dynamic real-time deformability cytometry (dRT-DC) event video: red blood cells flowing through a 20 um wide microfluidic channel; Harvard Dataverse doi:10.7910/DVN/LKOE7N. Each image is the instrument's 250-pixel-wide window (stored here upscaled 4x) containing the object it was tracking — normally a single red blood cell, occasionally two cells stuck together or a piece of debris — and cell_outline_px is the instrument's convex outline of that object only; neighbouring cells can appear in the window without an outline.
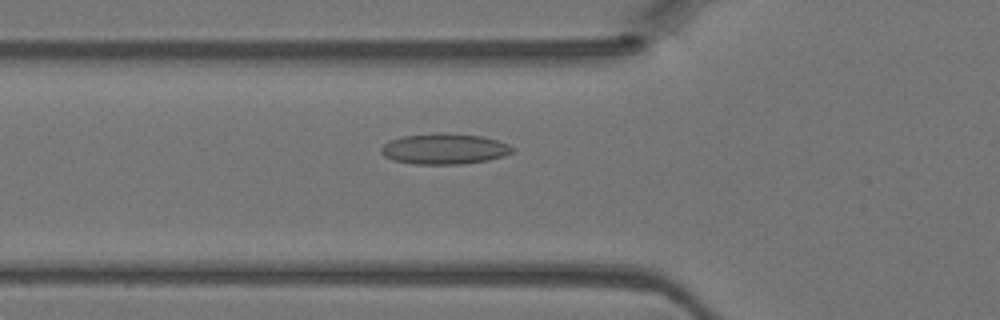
{"species": "Egyptian fruit bat (a non-hibernating species)", "species_latin": "Rousettus aegyptiacus", "temperature_condition": "warm", "stored_images_in_passage": 46, "camera_frame_rate_fps": 3000, "um_per_image_px": 0.085, "animal": {"sex": "female"}, "frame": {"image": 1, "passage_image": 16, "time_ms": 5.0, "image_size_px": [1000, 320], "cell_outline_px": [[516, 152], [504, 156], [488, 160], [460, 164], [412, 164], [392, 160], [384, 156], [380, 152], [380, 148], [388, 140], [400, 136], [436, 132], [480, 136], [496, 140], [508, 144]], "centroid_in_image_um": [37.72, 12.65], "position_along_channel_um": 88.1, "area_um2": 23.7}}
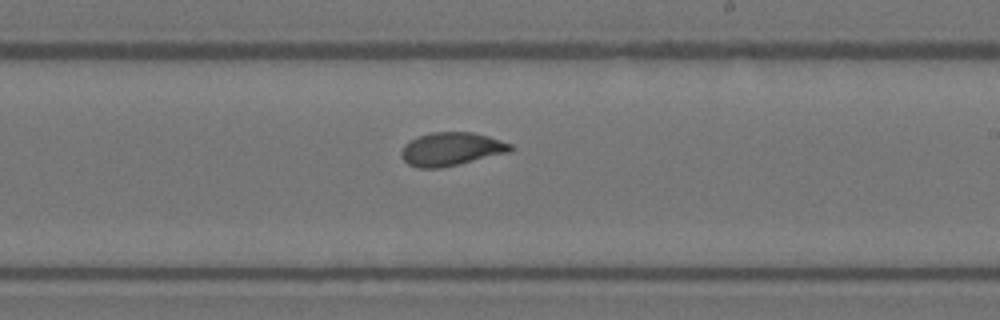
{"frame": {"image": 2, "passage_image": 27, "time_ms": 8.667, "image_size_px": [1000, 320], "cell_outline_px": [[516, 148], [512, 152], [440, 168], [416, 168], [408, 164], [400, 156], [400, 152], [404, 144], [416, 136], [432, 132], [472, 132], [488, 136], [512, 144]], "centroid_in_image_um": [38.36, 12.67], "position_along_channel_um": 250.6, "area_um2": 21.5}}
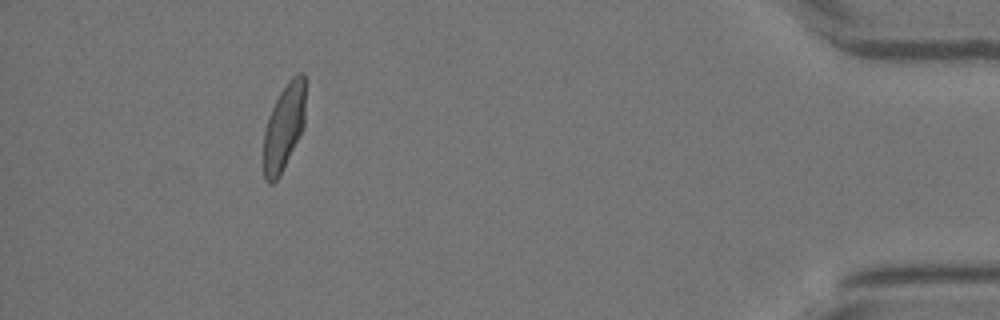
{"frame": {"image": 3, "passage_image": 42, "time_ms": 13.667, "image_size_px": [1000, 320], "cell_outline_px": [[304, 128], [280, 176], [272, 184], [268, 184], [264, 180], [264, 132], [268, 116], [280, 92], [288, 80], [292, 76], [300, 72], [304, 72]], "centroid_in_image_um": [24.13, 10.83], "position_along_channel_um": 411.1, "area_um2": 21.15}}